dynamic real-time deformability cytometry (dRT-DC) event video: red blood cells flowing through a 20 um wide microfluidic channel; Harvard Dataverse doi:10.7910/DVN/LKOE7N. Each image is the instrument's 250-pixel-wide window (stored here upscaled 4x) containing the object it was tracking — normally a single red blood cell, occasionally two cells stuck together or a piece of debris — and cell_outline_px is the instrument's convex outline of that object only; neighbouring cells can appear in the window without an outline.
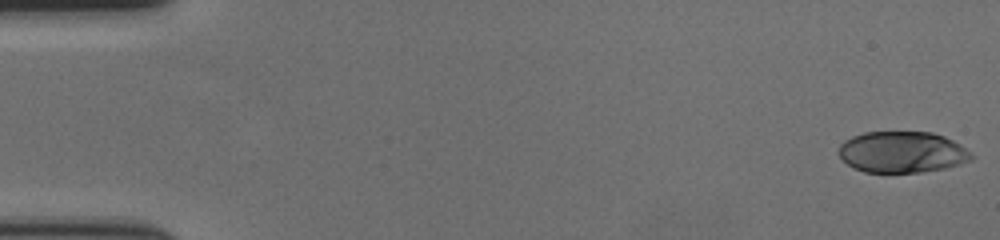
{"species": "human", "species_latin": "Homo sapiens", "temperature_condition": "cold", "stored_images_in_passage": 58, "camera_frame_rate_fps": 3000, "um_per_image_px": 0.085, "donor": {"sex": "female"}, "frame": {"image": 1, "passage_image": 1, "time_ms": 0.0, "image_size_px": [1000, 240], "cell_outline_px": [[976, 156], [972, 160], [960, 164], [944, 168], [920, 172], [864, 172], [852, 168], [836, 152], [840, 144], [844, 140], [852, 136], [864, 132], [932, 132], [944, 136], [960, 144]], "centroid_in_image_um": [76.67, 12.92], "position_along_channel_um": 8.3, "area_um2": 32.14}}
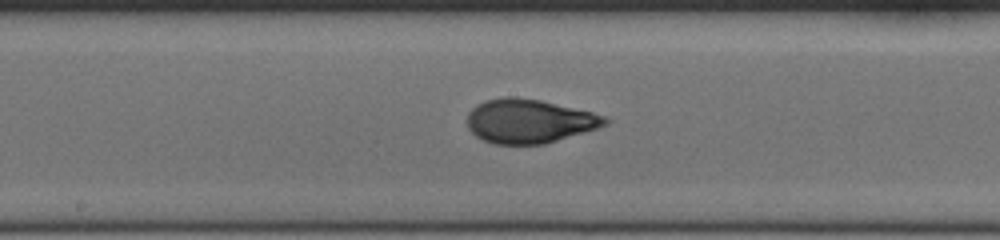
{"frame": {"image": 2, "passage_image": 31, "time_ms": 10.0, "image_size_px": [1000, 240], "cell_outline_px": [[612, 120], [608, 124], [596, 128], [544, 144], [492, 144], [476, 136], [468, 128], [468, 112], [476, 104], [484, 100], [504, 96], [516, 96], [540, 100], [592, 112], [604, 116]], "centroid_in_image_um": [44.96, 10.28], "position_along_channel_um": 203.2, "area_um2": 35.32}}
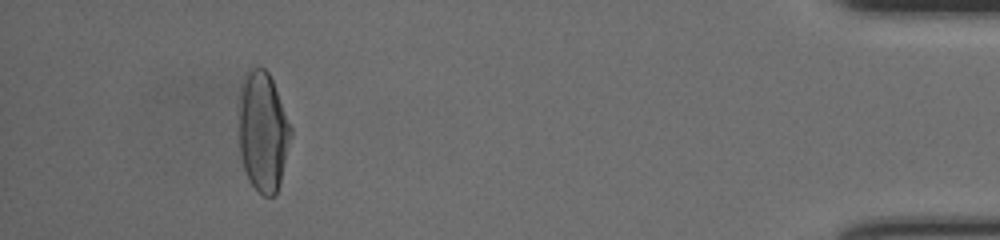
{"frame": {"image": 3, "passage_image": 54, "time_ms": 17.667, "image_size_px": [1000, 240], "cell_outline_px": [[292, 132], [280, 184], [276, 192], [272, 196], [264, 196], [248, 180], [240, 156], [240, 84], [248, 72], [252, 68], [264, 68], [268, 72], [272, 80], [292, 128]], "centroid_in_image_um": [22.36, 11.2], "position_along_channel_um": 412.8, "area_um2": 35.84}, "authors_computed_cell_mechanics": {"area_um2": 34.7956, "velocity_mm_per_s": 3.5568, "shape_relaxation_time_tau1_ms": 5.164, "shape_relaxation_time_tau2_ms": 1.0091, "deformation_change_tau1": 0.2176, "deformation_change_tau2": 0.0658}}